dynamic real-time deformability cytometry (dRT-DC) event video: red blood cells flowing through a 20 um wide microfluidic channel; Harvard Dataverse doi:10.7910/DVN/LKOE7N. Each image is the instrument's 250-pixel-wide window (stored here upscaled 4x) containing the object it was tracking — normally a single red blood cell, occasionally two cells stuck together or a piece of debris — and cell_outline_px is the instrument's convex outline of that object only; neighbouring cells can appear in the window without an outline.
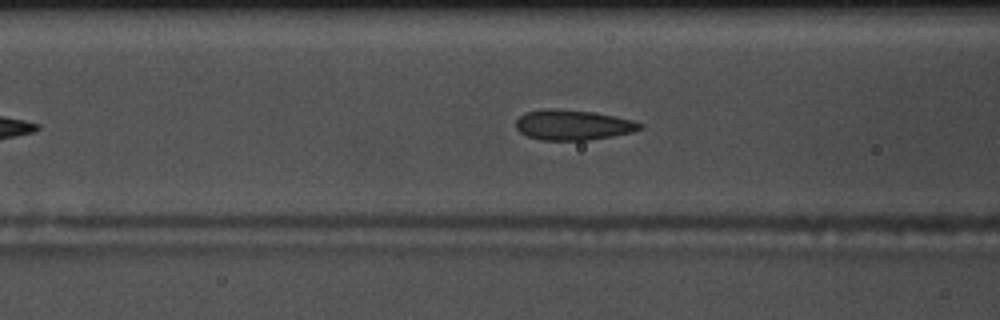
{"species": "common noctule bat (a hibernating species)", "species_latin": "Nyctalus noctula", "temperature_condition": "warm", "stored_images_in_passage": 48, "camera_frame_rate_fps": 3000, "um_per_image_px": 0.085, "animal": {"sex": "male", "body_mass_g": 17.5, "forearm_length_mm": 52.3}, "frame": {"image": 1, "passage_image": 13, "time_ms": 4.0, "image_size_px": [1000, 320], "cell_outline_px": [[644, 128], [632, 132], [612, 136], [588, 140], [540, 140], [528, 136], [520, 132], [516, 128], [516, 120], [524, 112], [540, 108], [552, 108], [592, 112], [632, 120], [644, 124]], "centroid_in_image_um": [48.67, 10.61], "position_along_channel_um": 117.9, "area_um2": 21.91}}
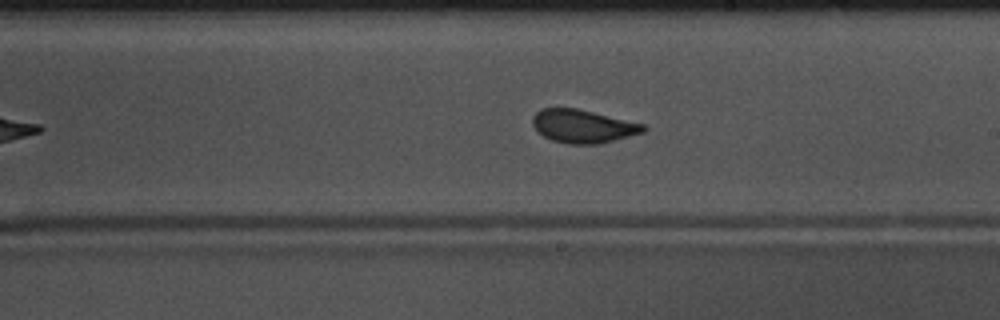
{"frame": {"image": 2, "passage_image": 23, "time_ms": 7.333, "image_size_px": [1000, 320], "cell_outline_px": [[648, 128], [644, 132], [596, 144], [568, 144], [552, 140], [544, 136], [532, 124], [532, 116], [540, 108], [576, 108], [644, 124]], "centroid_in_image_um": [49.53, 10.72], "position_along_channel_um": 239.5, "area_um2": 21.21}}
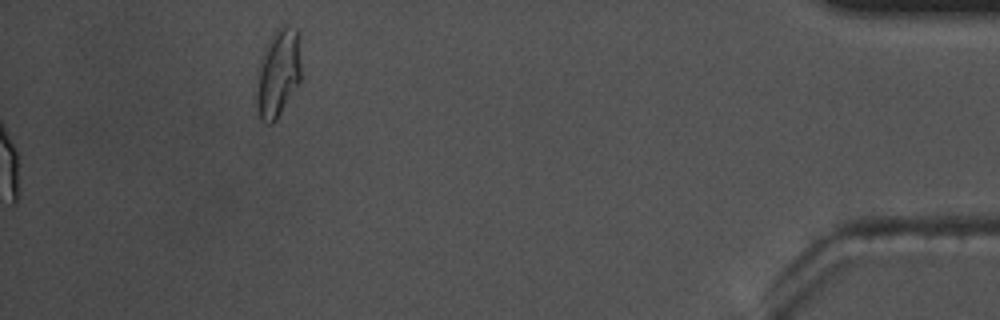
{"frame": {"image": 3, "passage_image": 48, "time_ms": 15.667, "image_size_px": [1000, 320], "cell_outline_px": [[300, 80], [276, 120], [272, 124], [268, 124], [260, 116], [256, 104], [256, 80], [260, 56], [268, 40], [276, 28], [296, 28], [300, 32]], "centroid_in_image_um": [23.62, 6.18], "position_along_channel_um": 411.6, "area_um2": 22.95}, "authors_computed_cell_mechanics": {"area_um2": 21.9062, "velocity_mm_per_s": 3.6558, "shape_relaxation_time_tau1_ms": 4.179, "shape_relaxation_time_tau2_ms": 0.7164, "deformation_change_tau1": 0.1306, "deformation_change_tau2": 0.0512}}